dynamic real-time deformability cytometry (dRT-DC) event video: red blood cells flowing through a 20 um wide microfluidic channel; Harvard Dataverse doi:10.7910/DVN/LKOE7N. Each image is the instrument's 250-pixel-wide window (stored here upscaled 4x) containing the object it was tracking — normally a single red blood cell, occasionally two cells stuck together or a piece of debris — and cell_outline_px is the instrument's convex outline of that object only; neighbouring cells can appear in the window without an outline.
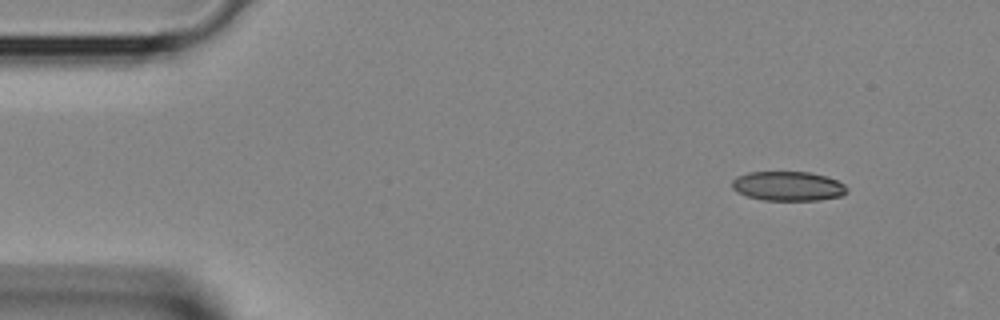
{"species": "Egyptian fruit bat (a non-hibernating species)", "species_latin": "Rousettus aegyptiacus", "temperature_condition": "room temperature", "stored_images_in_passage": 4, "camera_frame_rate_fps": 3000, "um_per_image_px": 0.085, "animal": {"sex": "female"}, "frame": {"image": 1, "passage_image": 1, "time_ms": 0.0, "image_size_px": [1000, 320], "cell_outline_px": [[848, 192], [840, 196], [820, 200], [764, 200], [748, 196], [736, 192], [732, 188], [732, 180], [736, 176], [748, 172], [808, 172], [828, 176], [844, 184], [848, 188]], "centroid_in_image_um": [66.98, 15.81], "position_along_channel_um": 18.0, "area_um2": 19.83}}
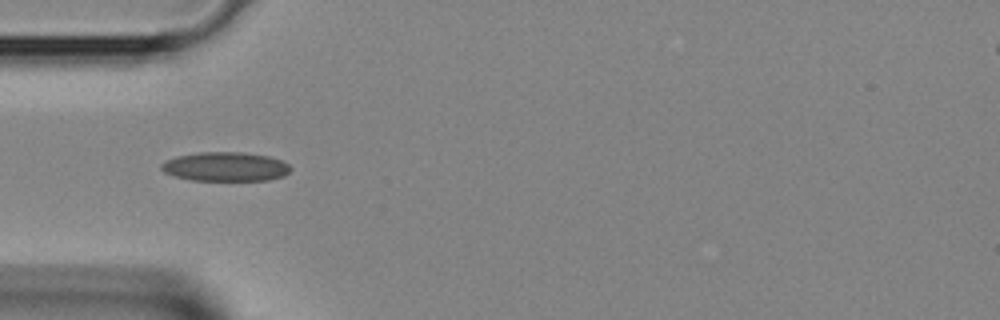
{"frame": {"image": 2, "passage_image": 3, "time_ms": 0.667, "image_size_px": [1000, 320], "cell_outline_px": [[292, 168], [284, 176], [268, 180], [192, 180], [176, 176], [164, 172], [160, 168], [160, 164], [176, 156], [200, 152], [240, 152], [268, 156], [284, 160]], "centroid_in_image_um": [19.19, 14.16], "position_along_channel_um": 65.8, "area_um2": 21.91}}
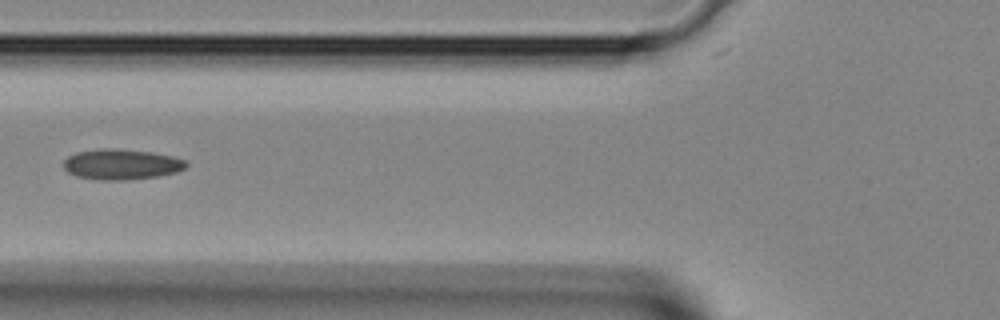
{"frame": {"image": 3, "passage_image": 4, "time_ms": 1.0, "image_size_px": [1000, 320], "cell_outline_px": [[188, 164], [184, 168], [176, 172], [156, 176], [120, 180], [100, 180], [76, 176], [68, 172], [64, 168], [64, 160], [68, 156], [76, 152], [100, 148], [116, 148], [152, 152], [172, 156], [184, 160]], "centroid_in_image_um": [10.29, 13.95], "position_along_channel_um": 115.5, "area_um2": 21.68}}